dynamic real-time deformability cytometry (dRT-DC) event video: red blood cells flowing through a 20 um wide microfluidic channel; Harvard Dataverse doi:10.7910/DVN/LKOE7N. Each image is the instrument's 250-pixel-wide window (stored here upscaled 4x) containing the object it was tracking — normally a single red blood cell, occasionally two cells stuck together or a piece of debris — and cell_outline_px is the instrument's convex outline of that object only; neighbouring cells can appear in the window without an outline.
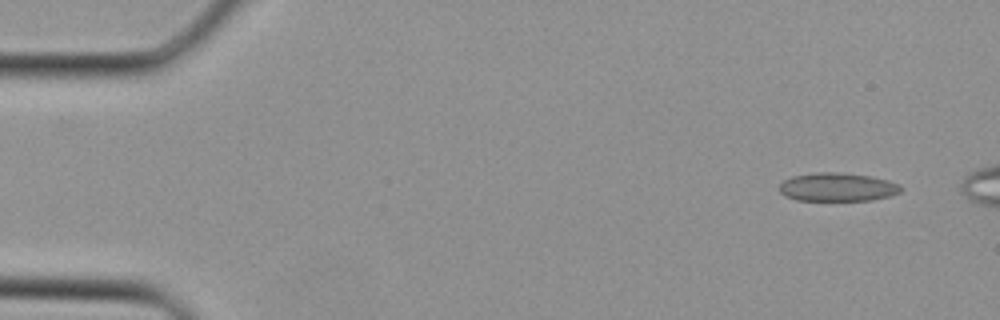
{"species": "Egyptian fruit bat (a non-hibernating species)", "species_latin": "Rousettus aegyptiacus", "temperature_condition": "cold", "stored_images_in_passage": 10, "camera_frame_rate_fps": 3000, "um_per_image_px": 0.085, "animal": {"sex": "female"}, "frame": {"image": 1, "passage_image": 1, "time_ms": 0.0, "image_size_px": [1000, 320], "cell_outline_px": [[904, 188], [900, 192], [888, 196], [872, 200], [796, 200], [784, 196], [780, 192], [780, 184], [784, 180], [792, 176], [816, 172], [836, 172], [868, 176], [888, 180], [900, 184]], "centroid_in_image_um": [71.18, 15.9], "position_along_channel_um": 13.8, "area_um2": 20.11}}